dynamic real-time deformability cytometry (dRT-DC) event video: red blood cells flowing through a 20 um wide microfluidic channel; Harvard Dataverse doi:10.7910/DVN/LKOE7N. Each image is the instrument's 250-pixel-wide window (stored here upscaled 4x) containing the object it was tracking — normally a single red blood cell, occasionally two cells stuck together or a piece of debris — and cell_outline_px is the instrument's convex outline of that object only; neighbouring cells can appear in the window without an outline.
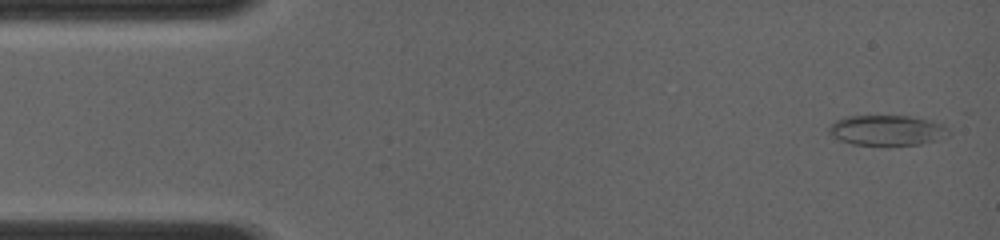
{"species": "common noctule bat (a hibernating species)", "species_latin": "Nyctalus noctula", "temperature_condition": "room temperature", "stored_images_in_passage": 24, "camera_frame_rate_fps": 4000, "um_per_image_px": 0.085, "animal": {"sex": "female", "body_mass_g": 19.0, "forearm_length_mm": 56.7}, "frame": {"image": 1, "passage_image": 1, "time_ms": 0.0, "image_size_px": [1000, 240], "cell_outline_px": [[948, 136], [936, 140], [920, 144], [852, 144], [840, 140], [832, 136], [828, 132], [828, 128], [836, 120], [848, 116], [908, 116], [932, 120], [948, 128]], "centroid_in_image_um": [75.39, 11.06], "position_along_channel_um": 9.6, "area_um2": 20.81}}
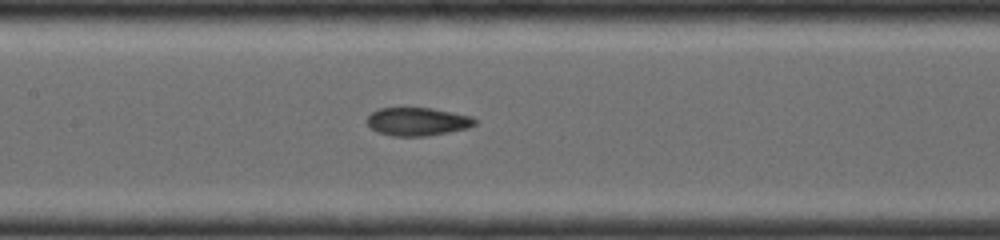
{"frame": {"image": 2, "passage_image": 16, "time_ms": 6.25, "image_size_px": [1000, 240], "cell_outline_px": [[476, 124], [468, 128], [428, 136], [392, 136], [376, 132], [364, 120], [372, 112], [380, 108], [432, 108], [472, 116], [476, 120]], "centroid_in_image_um": [35.47, 10.34], "position_along_channel_um": 171.9, "area_um2": 17.8}}
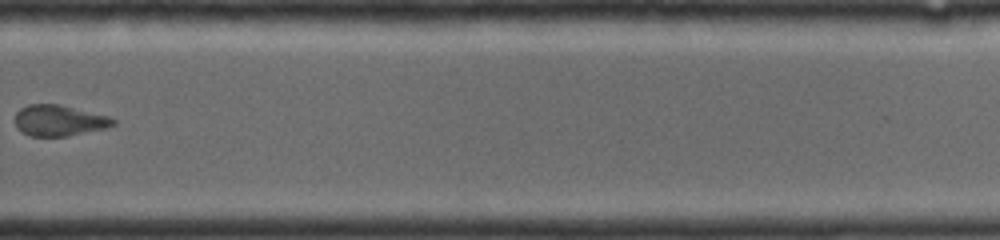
{"frame": {"image": 3, "passage_image": 24, "time_ms": 9.75, "image_size_px": [1000, 240], "cell_outline_px": [[116, 124], [104, 128], [68, 136], [28, 136], [20, 132], [16, 128], [16, 112], [20, 108], [28, 104], [60, 104], [108, 116], [116, 120]], "centroid_in_image_um": [4.99, 10.24], "position_along_channel_um": 324.8, "area_um2": 17.74}}